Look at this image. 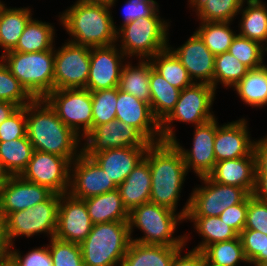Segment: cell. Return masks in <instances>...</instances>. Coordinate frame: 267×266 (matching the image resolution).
<instances>
[{
  "mask_svg": "<svg viewBox=\"0 0 267 266\" xmlns=\"http://www.w3.org/2000/svg\"><path fill=\"white\" fill-rule=\"evenodd\" d=\"M117 189L128 212L150 202L151 170L148 161L143 158Z\"/></svg>",
  "mask_w": 267,
  "mask_h": 266,
  "instance_id": "25",
  "label": "cell"
},
{
  "mask_svg": "<svg viewBox=\"0 0 267 266\" xmlns=\"http://www.w3.org/2000/svg\"><path fill=\"white\" fill-rule=\"evenodd\" d=\"M159 12V5L155 0H126L121 27L141 17L159 16Z\"/></svg>",
  "mask_w": 267,
  "mask_h": 266,
  "instance_id": "47",
  "label": "cell"
},
{
  "mask_svg": "<svg viewBox=\"0 0 267 266\" xmlns=\"http://www.w3.org/2000/svg\"><path fill=\"white\" fill-rule=\"evenodd\" d=\"M151 170L150 202L174 212L188 174L182 154L172 142L151 143L144 157Z\"/></svg>",
  "mask_w": 267,
  "mask_h": 266,
  "instance_id": "2",
  "label": "cell"
},
{
  "mask_svg": "<svg viewBox=\"0 0 267 266\" xmlns=\"http://www.w3.org/2000/svg\"><path fill=\"white\" fill-rule=\"evenodd\" d=\"M82 153L93 157L100 152L120 147H148L151 143L134 127L120 120L98 125L82 139Z\"/></svg>",
  "mask_w": 267,
  "mask_h": 266,
  "instance_id": "13",
  "label": "cell"
},
{
  "mask_svg": "<svg viewBox=\"0 0 267 266\" xmlns=\"http://www.w3.org/2000/svg\"><path fill=\"white\" fill-rule=\"evenodd\" d=\"M138 61V65L135 66H132V64L127 61L124 63L118 88L150 104L151 94L149 79L152 64L150 60Z\"/></svg>",
  "mask_w": 267,
  "mask_h": 266,
  "instance_id": "31",
  "label": "cell"
},
{
  "mask_svg": "<svg viewBox=\"0 0 267 266\" xmlns=\"http://www.w3.org/2000/svg\"><path fill=\"white\" fill-rule=\"evenodd\" d=\"M252 195L261 201L267 202V174H256L255 189Z\"/></svg>",
  "mask_w": 267,
  "mask_h": 266,
  "instance_id": "53",
  "label": "cell"
},
{
  "mask_svg": "<svg viewBox=\"0 0 267 266\" xmlns=\"http://www.w3.org/2000/svg\"><path fill=\"white\" fill-rule=\"evenodd\" d=\"M34 99L0 59V101H9L18 107H24Z\"/></svg>",
  "mask_w": 267,
  "mask_h": 266,
  "instance_id": "41",
  "label": "cell"
},
{
  "mask_svg": "<svg viewBox=\"0 0 267 266\" xmlns=\"http://www.w3.org/2000/svg\"><path fill=\"white\" fill-rule=\"evenodd\" d=\"M149 88L152 113L161 123L175 108L181 90L171 85L153 68L150 70Z\"/></svg>",
  "mask_w": 267,
  "mask_h": 266,
  "instance_id": "30",
  "label": "cell"
},
{
  "mask_svg": "<svg viewBox=\"0 0 267 266\" xmlns=\"http://www.w3.org/2000/svg\"><path fill=\"white\" fill-rule=\"evenodd\" d=\"M184 247H182L174 256L171 266H207L206 258L200 250H189L184 256L182 253Z\"/></svg>",
  "mask_w": 267,
  "mask_h": 266,
  "instance_id": "51",
  "label": "cell"
},
{
  "mask_svg": "<svg viewBox=\"0 0 267 266\" xmlns=\"http://www.w3.org/2000/svg\"><path fill=\"white\" fill-rule=\"evenodd\" d=\"M247 119L241 118L227 124L219 125L214 139L216 163L249 156L254 149Z\"/></svg>",
  "mask_w": 267,
  "mask_h": 266,
  "instance_id": "22",
  "label": "cell"
},
{
  "mask_svg": "<svg viewBox=\"0 0 267 266\" xmlns=\"http://www.w3.org/2000/svg\"><path fill=\"white\" fill-rule=\"evenodd\" d=\"M245 3L247 4L246 7ZM267 3L261 0H245L239 12L238 35L267 46ZM244 7V8H243Z\"/></svg>",
  "mask_w": 267,
  "mask_h": 266,
  "instance_id": "29",
  "label": "cell"
},
{
  "mask_svg": "<svg viewBox=\"0 0 267 266\" xmlns=\"http://www.w3.org/2000/svg\"><path fill=\"white\" fill-rule=\"evenodd\" d=\"M202 252L207 266H238L240 262L249 265L239 236L232 240L211 244Z\"/></svg>",
  "mask_w": 267,
  "mask_h": 266,
  "instance_id": "38",
  "label": "cell"
},
{
  "mask_svg": "<svg viewBox=\"0 0 267 266\" xmlns=\"http://www.w3.org/2000/svg\"><path fill=\"white\" fill-rule=\"evenodd\" d=\"M88 2H97V3H106L109 4V7L112 9V7L116 6V0H84Z\"/></svg>",
  "mask_w": 267,
  "mask_h": 266,
  "instance_id": "58",
  "label": "cell"
},
{
  "mask_svg": "<svg viewBox=\"0 0 267 266\" xmlns=\"http://www.w3.org/2000/svg\"><path fill=\"white\" fill-rule=\"evenodd\" d=\"M26 129L34 150L65 157L70 163L82 153L78 148L82 138L58 118L44 98L26 105Z\"/></svg>",
  "mask_w": 267,
  "mask_h": 266,
  "instance_id": "1",
  "label": "cell"
},
{
  "mask_svg": "<svg viewBox=\"0 0 267 266\" xmlns=\"http://www.w3.org/2000/svg\"><path fill=\"white\" fill-rule=\"evenodd\" d=\"M148 147L112 148L92 158L107 173L108 177L119 186L145 157Z\"/></svg>",
  "mask_w": 267,
  "mask_h": 266,
  "instance_id": "24",
  "label": "cell"
},
{
  "mask_svg": "<svg viewBox=\"0 0 267 266\" xmlns=\"http://www.w3.org/2000/svg\"><path fill=\"white\" fill-rule=\"evenodd\" d=\"M199 179L203 186L193 189L187 216H219L226 208L241 203L249 195L241 187L223 185L208 176Z\"/></svg>",
  "mask_w": 267,
  "mask_h": 266,
  "instance_id": "11",
  "label": "cell"
},
{
  "mask_svg": "<svg viewBox=\"0 0 267 266\" xmlns=\"http://www.w3.org/2000/svg\"><path fill=\"white\" fill-rule=\"evenodd\" d=\"M52 25L48 22L31 19L12 51L29 53L53 49L56 32Z\"/></svg>",
  "mask_w": 267,
  "mask_h": 266,
  "instance_id": "33",
  "label": "cell"
},
{
  "mask_svg": "<svg viewBox=\"0 0 267 266\" xmlns=\"http://www.w3.org/2000/svg\"><path fill=\"white\" fill-rule=\"evenodd\" d=\"M193 33L180 47L174 49L168 45V48L186 68L194 83H206L214 88L215 55L207 48L201 37L196 32Z\"/></svg>",
  "mask_w": 267,
  "mask_h": 266,
  "instance_id": "20",
  "label": "cell"
},
{
  "mask_svg": "<svg viewBox=\"0 0 267 266\" xmlns=\"http://www.w3.org/2000/svg\"><path fill=\"white\" fill-rule=\"evenodd\" d=\"M34 147L28 137L0 142V160L10 176H20L31 160Z\"/></svg>",
  "mask_w": 267,
  "mask_h": 266,
  "instance_id": "36",
  "label": "cell"
},
{
  "mask_svg": "<svg viewBox=\"0 0 267 266\" xmlns=\"http://www.w3.org/2000/svg\"><path fill=\"white\" fill-rule=\"evenodd\" d=\"M10 174L5 170L0 160V188L8 181Z\"/></svg>",
  "mask_w": 267,
  "mask_h": 266,
  "instance_id": "57",
  "label": "cell"
},
{
  "mask_svg": "<svg viewBox=\"0 0 267 266\" xmlns=\"http://www.w3.org/2000/svg\"><path fill=\"white\" fill-rule=\"evenodd\" d=\"M116 45L90 48L89 77L85 87L90 92L118 87L123 63L127 58Z\"/></svg>",
  "mask_w": 267,
  "mask_h": 266,
  "instance_id": "16",
  "label": "cell"
},
{
  "mask_svg": "<svg viewBox=\"0 0 267 266\" xmlns=\"http://www.w3.org/2000/svg\"><path fill=\"white\" fill-rule=\"evenodd\" d=\"M232 22H201L195 31L207 48L216 56L229 50L236 32L229 27ZM235 32V33H234Z\"/></svg>",
  "mask_w": 267,
  "mask_h": 266,
  "instance_id": "39",
  "label": "cell"
},
{
  "mask_svg": "<svg viewBox=\"0 0 267 266\" xmlns=\"http://www.w3.org/2000/svg\"><path fill=\"white\" fill-rule=\"evenodd\" d=\"M182 247L185 246L145 245L131 240L120 266H171Z\"/></svg>",
  "mask_w": 267,
  "mask_h": 266,
  "instance_id": "26",
  "label": "cell"
},
{
  "mask_svg": "<svg viewBox=\"0 0 267 266\" xmlns=\"http://www.w3.org/2000/svg\"><path fill=\"white\" fill-rule=\"evenodd\" d=\"M244 229H252L267 235V202L248 195V210Z\"/></svg>",
  "mask_w": 267,
  "mask_h": 266,
  "instance_id": "48",
  "label": "cell"
},
{
  "mask_svg": "<svg viewBox=\"0 0 267 266\" xmlns=\"http://www.w3.org/2000/svg\"><path fill=\"white\" fill-rule=\"evenodd\" d=\"M149 60L152 68L175 88L183 90L194 83L186 68L169 48L155 54Z\"/></svg>",
  "mask_w": 267,
  "mask_h": 266,
  "instance_id": "37",
  "label": "cell"
},
{
  "mask_svg": "<svg viewBox=\"0 0 267 266\" xmlns=\"http://www.w3.org/2000/svg\"><path fill=\"white\" fill-rule=\"evenodd\" d=\"M92 224L128 221L129 212L123 206L118 189L84 199Z\"/></svg>",
  "mask_w": 267,
  "mask_h": 266,
  "instance_id": "27",
  "label": "cell"
},
{
  "mask_svg": "<svg viewBox=\"0 0 267 266\" xmlns=\"http://www.w3.org/2000/svg\"><path fill=\"white\" fill-rule=\"evenodd\" d=\"M7 262V245L4 239L3 221L0 219V264Z\"/></svg>",
  "mask_w": 267,
  "mask_h": 266,
  "instance_id": "56",
  "label": "cell"
},
{
  "mask_svg": "<svg viewBox=\"0 0 267 266\" xmlns=\"http://www.w3.org/2000/svg\"><path fill=\"white\" fill-rule=\"evenodd\" d=\"M93 128L116 120L117 87L91 92Z\"/></svg>",
  "mask_w": 267,
  "mask_h": 266,
  "instance_id": "43",
  "label": "cell"
},
{
  "mask_svg": "<svg viewBox=\"0 0 267 266\" xmlns=\"http://www.w3.org/2000/svg\"><path fill=\"white\" fill-rule=\"evenodd\" d=\"M26 136V106H24L19 107L0 125V142L20 139Z\"/></svg>",
  "mask_w": 267,
  "mask_h": 266,
  "instance_id": "46",
  "label": "cell"
},
{
  "mask_svg": "<svg viewBox=\"0 0 267 266\" xmlns=\"http://www.w3.org/2000/svg\"><path fill=\"white\" fill-rule=\"evenodd\" d=\"M52 193L47 187L26 181L21 176H10L0 188V219L3 221L12 212L43 202Z\"/></svg>",
  "mask_w": 267,
  "mask_h": 266,
  "instance_id": "21",
  "label": "cell"
},
{
  "mask_svg": "<svg viewBox=\"0 0 267 266\" xmlns=\"http://www.w3.org/2000/svg\"><path fill=\"white\" fill-rule=\"evenodd\" d=\"M216 93L212 85L199 82L181 90L175 108L160 123L162 141L172 142L176 138L172 126L175 120L197 126L215 118L211 107Z\"/></svg>",
  "mask_w": 267,
  "mask_h": 266,
  "instance_id": "9",
  "label": "cell"
},
{
  "mask_svg": "<svg viewBox=\"0 0 267 266\" xmlns=\"http://www.w3.org/2000/svg\"><path fill=\"white\" fill-rule=\"evenodd\" d=\"M117 188L118 186L93 158L81 153L70 164V187L68 192L73 197L84 200Z\"/></svg>",
  "mask_w": 267,
  "mask_h": 266,
  "instance_id": "15",
  "label": "cell"
},
{
  "mask_svg": "<svg viewBox=\"0 0 267 266\" xmlns=\"http://www.w3.org/2000/svg\"><path fill=\"white\" fill-rule=\"evenodd\" d=\"M170 24L160 16L138 18L116 28V41L127 59L149 60L168 48ZM120 39V40H119Z\"/></svg>",
  "mask_w": 267,
  "mask_h": 266,
  "instance_id": "6",
  "label": "cell"
},
{
  "mask_svg": "<svg viewBox=\"0 0 267 266\" xmlns=\"http://www.w3.org/2000/svg\"><path fill=\"white\" fill-rule=\"evenodd\" d=\"M60 194L52 193L45 201L33 207L10 213L3 220L7 247L13 246L16 237L27 238L41 233L55 237L58 222Z\"/></svg>",
  "mask_w": 267,
  "mask_h": 266,
  "instance_id": "8",
  "label": "cell"
},
{
  "mask_svg": "<svg viewBox=\"0 0 267 266\" xmlns=\"http://www.w3.org/2000/svg\"><path fill=\"white\" fill-rule=\"evenodd\" d=\"M92 226L85 201L73 197L69 192L61 194L55 237L81 244L91 232Z\"/></svg>",
  "mask_w": 267,
  "mask_h": 266,
  "instance_id": "18",
  "label": "cell"
},
{
  "mask_svg": "<svg viewBox=\"0 0 267 266\" xmlns=\"http://www.w3.org/2000/svg\"><path fill=\"white\" fill-rule=\"evenodd\" d=\"M233 89L245 105L267 106V65L248 70Z\"/></svg>",
  "mask_w": 267,
  "mask_h": 266,
  "instance_id": "32",
  "label": "cell"
},
{
  "mask_svg": "<svg viewBox=\"0 0 267 266\" xmlns=\"http://www.w3.org/2000/svg\"><path fill=\"white\" fill-rule=\"evenodd\" d=\"M70 164L65 157L34 150L31 160L20 176L61 195L69 191Z\"/></svg>",
  "mask_w": 267,
  "mask_h": 266,
  "instance_id": "14",
  "label": "cell"
},
{
  "mask_svg": "<svg viewBox=\"0 0 267 266\" xmlns=\"http://www.w3.org/2000/svg\"><path fill=\"white\" fill-rule=\"evenodd\" d=\"M248 70L229 51L216 55L214 61V89L216 90L219 82L226 89L233 88L246 75Z\"/></svg>",
  "mask_w": 267,
  "mask_h": 266,
  "instance_id": "40",
  "label": "cell"
},
{
  "mask_svg": "<svg viewBox=\"0 0 267 266\" xmlns=\"http://www.w3.org/2000/svg\"><path fill=\"white\" fill-rule=\"evenodd\" d=\"M245 0H188L200 22H232Z\"/></svg>",
  "mask_w": 267,
  "mask_h": 266,
  "instance_id": "35",
  "label": "cell"
},
{
  "mask_svg": "<svg viewBox=\"0 0 267 266\" xmlns=\"http://www.w3.org/2000/svg\"><path fill=\"white\" fill-rule=\"evenodd\" d=\"M207 176L223 185L241 187L252 195L256 178L254 153L247 157L219 161Z\"/></svg>",
  "mask_w": 267,
  "mask_h": 266,
  "instance_id": "23",
  "label": "cell"
},
{
  "mask_svg": "<svg viewBox=\"0 0 267 266\" xmlns=\"http://www.w3.org/2000/svg\"><path fill=\"white\" fill-rule=\"evenodd\" d=\"M0 59L35 99L45 98L54 90V48L29 53L11 50Z\"/></svg>",
  "mask_w": 267,
  "mask_h": 266,
  "instance_id": "7",
  "label": "cell"
},
{
  "mask_svg": "<svg viewBox=\"0 0 267 266\" xmlns=\"http://www.w3.org/2000/svg\"><path fill=\"white\" fill-rule=\"evenodd\" d=\"M228 51L249 70L264 65L265 47L256 41L236 34Z\"/></svg>",
  "mask_w": 267,
  "mask_h": 266,
  "instance_id": "42",
  "label": "cell"
},
{
  "mask_svg": "<svg viewBox=\"0 0 267 266\" xmlns=\"http://www.w3.org/2000/svg\"><path fill=\"white\" fill-rule=\"evenodd\" d=\"M217 118H213L203 124L195 126L193 145L190 149L183 148L175 138L172 143L182 154L187 168L193 170L196 176H207L216 164L214 154V139L218 127Z\"/></svg>",
  "mask_w": 267,
  "mask_h": 266,
  "instance_id": "17",
  "label": "cell"
},
{
  "mask_svg": "<svg viewBox=\"0 0 267 266\" xmlns=\"http://www.w3.org/2000/svg\"><path fill=\"white\" fill-rule=\"evenodd\" d=\"M19 107L9 101H0V125L7 120Z\"/></svg>",
  "mask_w": 267,
  "mask_h": 266,
  "instance_id": "54",
  "label": "cell"
},
{
  "mask_svg": "<svg viewBox=\"0 0 267 266\" xmlns=\"http://www.w3.org/2000/svg\"><path fill=\"white\" fill-rule=\"evenodd\" d=\"M0 2V47L2 54L13 50L28 22L33 18L31 9L13 8Z\"/></svg>",
  "mask_w": 267,
  "mask_h": 266,
  "instance_id": "28",
  "label": "cell"
},
{
  "mask_svg": "<svg viewBox=\"0 0 267 266\" xmlns=\"http://www.w3.org/2000/svg\"><path fill=\"white\" fill-rule=\"evenodd\" d=\"M190 199L180 212H174L166 207L152 202L144 203L129 212V234L132 241L145 245L186 246L188 236H174L179 222L186 220ZM134 227L144 234L133 238Z\"/></svg>",
  "mask_w": 267,
  "mask_h": 266,
  "instance_id": "4",
  "label": "cell"
},
{
  "mask_svg": "<svg viewBox=\"0 0 267 266\" xmlns=\"http://www.w3.org/2000/svg\"><path fill=\"white\" fill-rule=\"evenodd\" d=\"M188 221L193 222L194 229L202 237V242L195 246V250L203 251L207 246L222 242L232 240L237 238L239 234L224 221L220 219L219 216H186Z\"/></svg>",
  "mask_w": 267,
  "mask_h": 266,
  "instance_id": "34",
  "label": "cell"
},
{
  "mask_svg": "<svg viewBox=\"0 0 267 266\" xmlns=\"http://www.w3.org/2000/svg\"><path fill=\"white\" fill-rule=\"evenodd\" d=\"M130 242L128 221L94 224L80 244L84 266H120Z\"/></svg>",
  "mask_w": 267,
  "mask_h": 266,
  "instance_id": "5",
  "label": "cell"
},
{
  "mask_svg": "<svg viewBox=\"0 0 267 266\" xmlns=\"http://www.w3.org/2000/svg\"><path fill=\"white\" fill-rule=\"evenodd\" d=\"M23 256L18 249H14V245L9 246L7 247L6 264L8 266H53L48 244L47 247L43 245L33 248Z\"/></svg>",
  "mask_w": 267,
  "mask_h": 266,
  "instance_id": "45",
  "label": "cell"
},
{
  "mask_svg": "<svg viewBox=\"0 0 267 266\" xmlns=\"http://www.w3.org/2000/svg\"><path fill=\"white\" fill-rule=\"evenodd\" d=\"M256 174H267V135L254 143Z\"/></svg>",
  "mask_w": 267,
  "mask_h": 266,
  "instance_id": "52",
  "label": "cell"
},
{
  "mask_svg": "<svg viewBox=\"0 0 267 266\" xmlns=\"http://www.w3.org/2000/svg\"><path fill=\"white\" fill-rule=\"evenodd\" d=\"M248 210V196L241 202L226 208L220 219L240 234L245 227Z\"/></svg>",
  "mask_w": 267,
  "mask_h": 266,
  "instance_id": "49",
  "label": "cell"
},
{
  "mask_svg": "<svg viewBox=\"0 0 267 266\" xmlns=\"http://www.w3.org/2000/svg\"><path fill=\"white\" fill-rule=\"evenodd\" d=\"M90 69V47L65 42L54 47V90L85 88Z\"/></svg>",
  "mask_w": 267,
  "mask_h": 266,
  "instance_id": "12",
  "label": "cell"
},
{
  "mask_svg": "<svg viewBox=\"0 0 267 266\" xmlns=\"http://www.w3.org/2000/svg\"><path fill=\"white\" fill-rule=\"evenodd\" d=\"M239 237L242 242L245 257L250 263L260 252H263L264 233L257 230L244 229Z\"/></svg>",
  "mask_w": 267,
  "mask_h": 266,
  "instance_id": "50",
  "label": "cell"
},
{
  "mask_svg": "<svg viewBox=\"0 0 267 266\" xmlns=\"http://www.w3.org/2000/svg\"><path fill=\"white\" fill-rule=\"evenodd\" d=\"M44 99L79 137L84 138L93 129L92 96L88 89L53 90Z\"/></svg>",
  "mask_w": 267,
  "mask_h": 266,
  "instance_id": "10",
  "label": "cell"
},
{
  "mask_svg": "<svg viewBox=\"0 0 267 266\" xmlns=\"http://www.w3.org/2000/svg\"><path fill=\"white\" fill-rule=\"evenodd\" d=\"M48 247L53 266H84L80 244L52 237Z\"/></svg>",
  "mask_w": 267,
  "mask_h": 266,
  "instance_id": "44",
  "label": "cell"
},
{
  "mask_svg": "<svg viewBox=\"0 0 267 266\" xmlns=\"http://www.w3.org/2000/svg\"><path fill=\"white\" fill-rule=\"evenodd\" d=\"M116 120L137 129L150 143L162 141L160 122L154 117L150 104L118 87Z\"/></svg>",
  "mask_w": 267,
  "mask_h": 266,
  "instance_id": "19",
  "label": "cell"
},
{
  "mask_svg": "<svg viewBox=\"0 0 267 266\" xmlns=\"http://www.w3.org/2000/svg\"><path fill=\"white\" fill-rule=\"evenodd\" d=\"M267 262V235L264 233L263 252H260L249 265L263 266Z\"/></svg>",
  "mask_w": 267,
  "mask_h": 266,
  "instance_id": "55",
  "label": "cell"
},
{
  "mask_svg": "<svg viewBox=\"0 0 267 266\" xmlns=\"http://www.w3.org/2000/svg\"><path fill=\"white\" fill-rule=\"evenodd\" d=\"M111 13L109 4L77 0L58 20L71 36L66 41L90 48L109 46L117 42L118 27Z\"/></svg>",
  "mask_w": 267,
  "mask_h": 266,
  "instance_id": "3",
  "label": "cell"
}]
</instances>
